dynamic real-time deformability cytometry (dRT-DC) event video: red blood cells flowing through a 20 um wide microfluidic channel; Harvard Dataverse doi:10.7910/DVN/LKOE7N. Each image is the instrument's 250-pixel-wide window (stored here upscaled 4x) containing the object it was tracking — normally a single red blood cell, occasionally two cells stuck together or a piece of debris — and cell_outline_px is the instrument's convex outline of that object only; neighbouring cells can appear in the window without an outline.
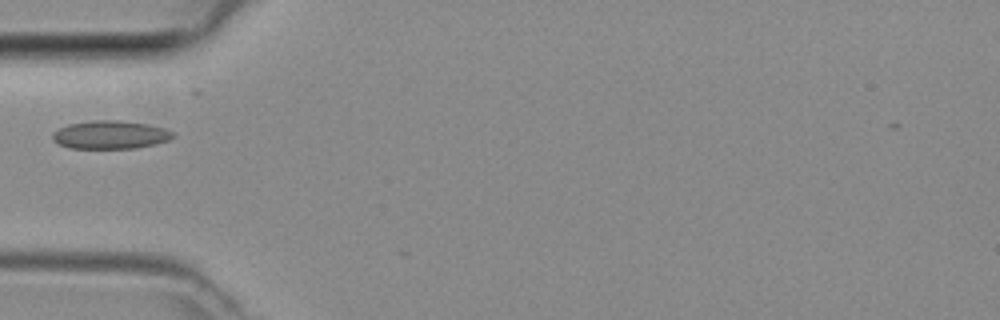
{"species": "common noctule bat (a hibernating species)", "species_latin": "Nyctalus noctula", "temperature_condition": "room temperature", "stored_images_in_passage": 11, "camera_frame_rate_fps": 3000, "um_per_image_px": 0.085, "animal": {"sex": "female", "body_mass_g": 29.2, "forearm_length_mm": 56.3}, "frame": {"image": 1, "passage_image": 1, "time_ms": 0.0, "image_size_px": [1000, 320], "cell_outline_px": [[176, 136], [168, 140], [156, 144], [136, 148], [68, 148], [52, 140], [52, 132], [68, 124], [92, 120], [120, 120], [148, 124], [164, 128], [172, 132]], "centroid_in_image_um": [9.37, 11.45], "position_along_channel_um": 75.6, "area_um2": 19.88}}
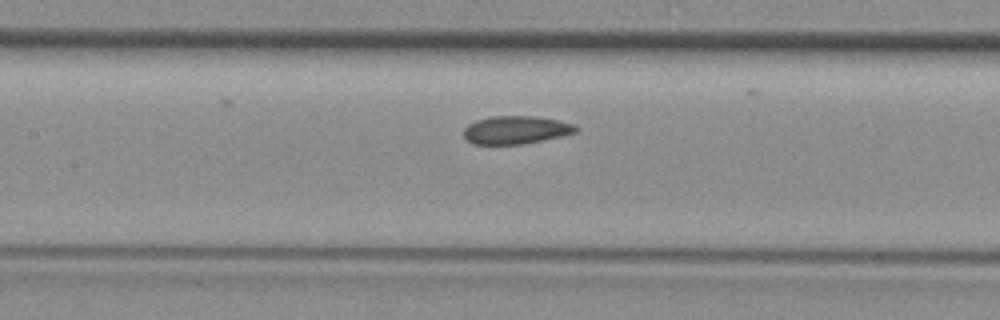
{"frame": {"image": 2, "passage_image": 7, "time_ms": 2.0, "image_size_px": [1000, 320], "cell_outline_px": [[580, 128], [576, 132], [544, 140], [524, 144], [472, 144], [464, 136], [464, 128], [468, 124], [476, 120], [492, 116], [536, 116], [556, 120], [572, 124]], "centroid_in_image_um": [43.83, 11.04], "position_along_channel_um": 163.6, "area_um2": 18.26}}
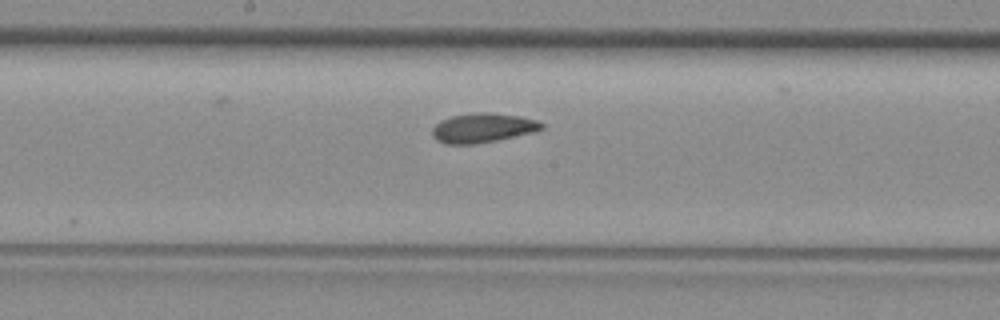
{"frame": {"image": 3, "passage_image": 10, "time_ms": 3.0, "image_size_px": [1000, 320], "cell_outline_px": [[544, 128], [536, 132], [496, 140], [472, 144], [444, 144], [436, 140], [432, 136], [432, 128], [440, 120], [452, 116], [476, 112], [488, 112], [520, 116], [536, 120], [544, 124]], "centroid_in_image_um": [41.03, 10.87], "position_along_channel_um": 207.2, "area_um2": 18.84}}